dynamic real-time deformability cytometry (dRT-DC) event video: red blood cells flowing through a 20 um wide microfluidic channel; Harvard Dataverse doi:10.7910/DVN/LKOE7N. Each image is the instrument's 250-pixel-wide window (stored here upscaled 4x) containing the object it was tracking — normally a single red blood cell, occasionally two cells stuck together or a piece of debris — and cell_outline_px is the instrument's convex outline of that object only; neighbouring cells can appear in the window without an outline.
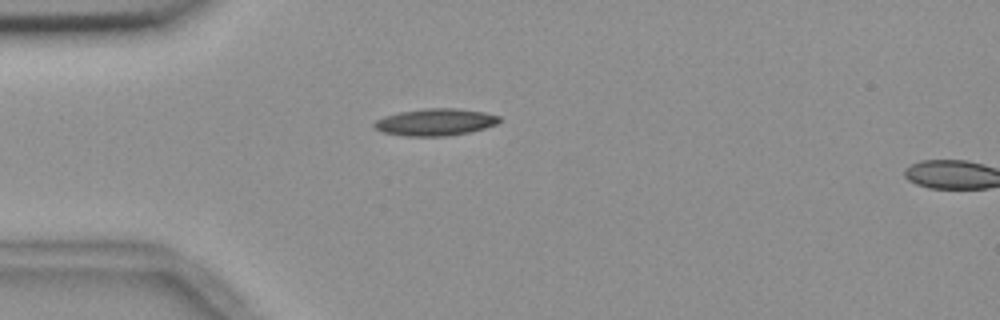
{"species": "common noctule bat (a hibernating species)", "species_latin": "Nyctalus noctula", "temperature_condition": "room temperature", "stored_images_in_passage": 3, "camera_frame_rate_fps": 3000, "um_per_image_px": 0.085, "animal": {"sex": "female", "body_mass_g": 18.4}, "frame": {"image": 1, "passage_image": 1, "time_ms": 0.0, "image_size_px": [1000, 320], "cell_outline_px": [[500, 120], [496, 124], [484, 128], [468, 132], [448, 136], [404, 136], [380, 132], [372, 124], [376, 120], [384, 116], [400, 112], [424, 108], [456, 108], [484, 112], [500, 116]], "centroid_in_image_um": [36.97, 10.38], "position_along_channel_um": 48.0, "area_um2": 19.71}}